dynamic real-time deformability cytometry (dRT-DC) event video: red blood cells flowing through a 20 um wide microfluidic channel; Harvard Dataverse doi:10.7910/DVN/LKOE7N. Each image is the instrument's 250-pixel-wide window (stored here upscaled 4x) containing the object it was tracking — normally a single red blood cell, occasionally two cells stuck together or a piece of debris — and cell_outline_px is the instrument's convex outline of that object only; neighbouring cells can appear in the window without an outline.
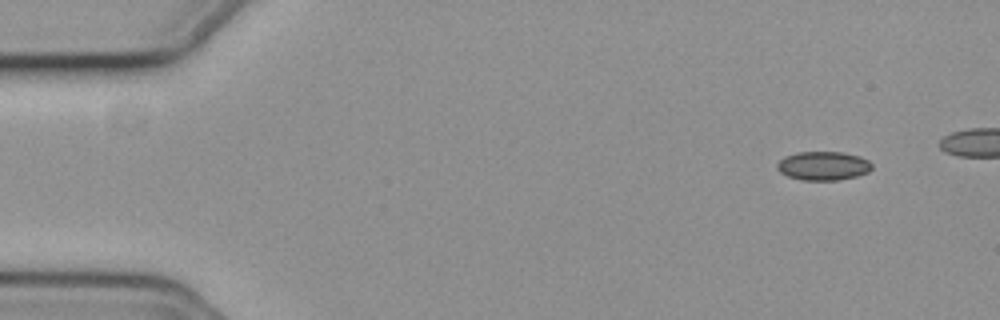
{"species": "common noctule bat (a hibernating species)", "species_latin": "Nyctalus noctula", "temperature_condition": "cold", "stored_images_in_passage": 46, "camera_frame_rate_fps": 3000, "um_per_image_px": 0.085, "animal": {"sex": "female", "body_mass_g": 19.3, "forearm_length_mm": 54.1}, "frame": {"image": 1, "passage_image": 1, "time_ms": 0.0, "image_size_px": [1000, 320], "cell_outline_px": [[872, 168], [868, 172], [856, 176], [836, 180], [800, 180], [788, 176], [780, 172], [776, 168], [776, 164], [784, 156], [796, 152], [840, 152], [860, 156], [868, 160], [872, 164]], "centroid_in_image_um": [69.95, 14.09], "position_along_channel_um": 15.0, "area_um2": 15.95}}
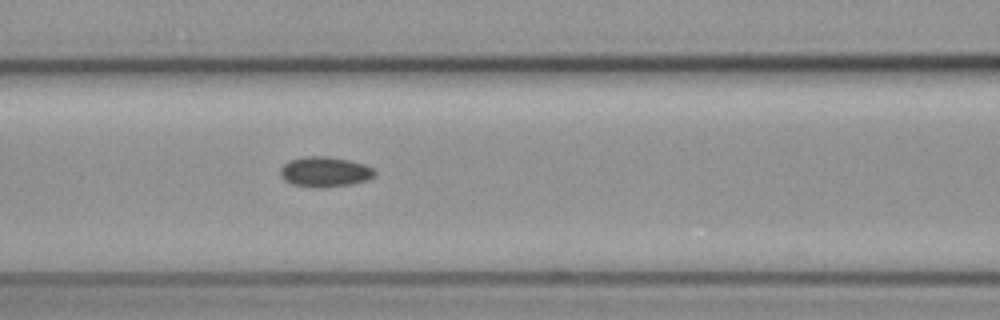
{"frame": {"image": 2, "passage_image": 20, "time_ms": 6.333, "image_size_px": [1000, 320], "cell_outline_px": [[376, 176], [368, 180], [352, 184], [320, 188], [292, 184], [284, 180], [280, 176], [280, 168], [288, 160], [304, 156], [328, 156], [348, 160], [364, 164], [372, 168], [376, 172]], "centroid_in_image_um": [27.61, 14.6], "position_along_channel_um": 139.0, "area_um2": 16.76}}
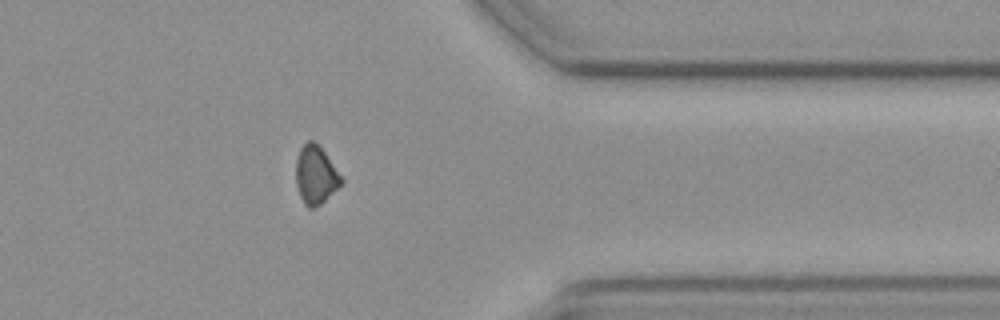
{"frame": {"image": 3, "passage_image": 41, "time_ms": 13.333, "image_size_px": [1000, 320], "cell_outline_px": [[344, 180], [320, 204], [312, 208], [308, 208], [304, 204], [300, 196], [296, 184], [296, 160], [300, 148], [308, 140], [312, 140], [324, 152]], "centroid_in_image_um": [26.8, 14.87], "position_along_channel_um": 384.6, "area_um2": 14.97}}